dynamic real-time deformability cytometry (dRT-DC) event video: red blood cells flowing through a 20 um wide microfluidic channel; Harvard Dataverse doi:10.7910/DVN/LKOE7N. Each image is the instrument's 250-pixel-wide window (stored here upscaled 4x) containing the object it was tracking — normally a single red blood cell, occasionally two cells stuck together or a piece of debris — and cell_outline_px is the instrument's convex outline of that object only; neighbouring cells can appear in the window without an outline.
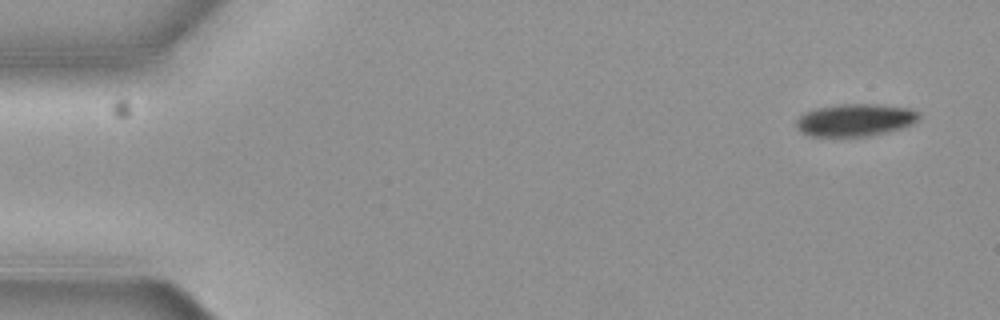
{"species": "common noctule bat (a hibernating species)", "species_latin": "Nyctalus noctula", "temperature_condition": "cold", "stored_images_in_passage": 10, "camera_frame_rate_fps": 3000, "um_per_image_px": 0.085, "animal": {"sex": "female", "body_mass_g": 19.3, "forearm_length_mm": 54.1}, "frame": {"image": 1, "passage_image": 1, "time_ms": 0.0, "image_size_px": [1000, 320], "cell_outline_px": [[920, 116], [912, 124], [888, 132], [868, 136], [812, 136], [804, 132], [796, 124], [796, 120], [804, 112], [816, 108], [836, 104], [880, 104], [912, 108], [920, 112]], "centroid_in_image_um": [72.74, 10.18], "position_along_channel_um": 12.3, "area_um2": 23.18}}
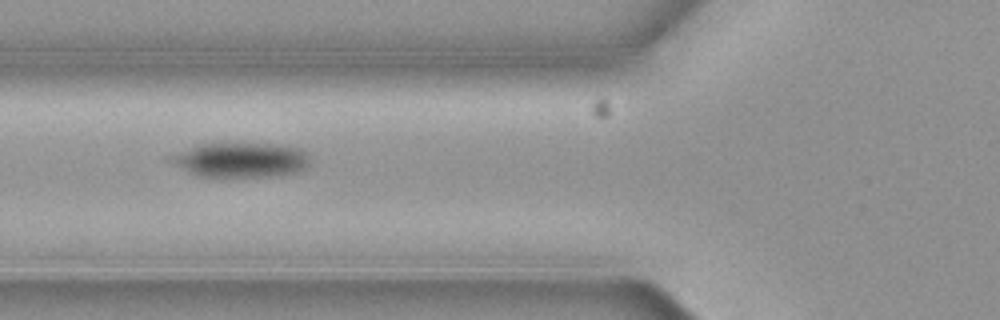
{"frame": {"image": 2, "passage_image": 5, "time_ms": 1.333, "image_size_px": [1000, 320], "cell_outline_px": [[308, 164], [304, 168], [296, 172], [276, 176], [196, 176], [164, 160], [164, 156], [200, 144], [236, 140], [276, 144], [300, 148], [308, 156]], "centroid_in_image_um": [20.35, 13.54], "position_along_channel_um": 105.5, "area_um2": 29.25}}
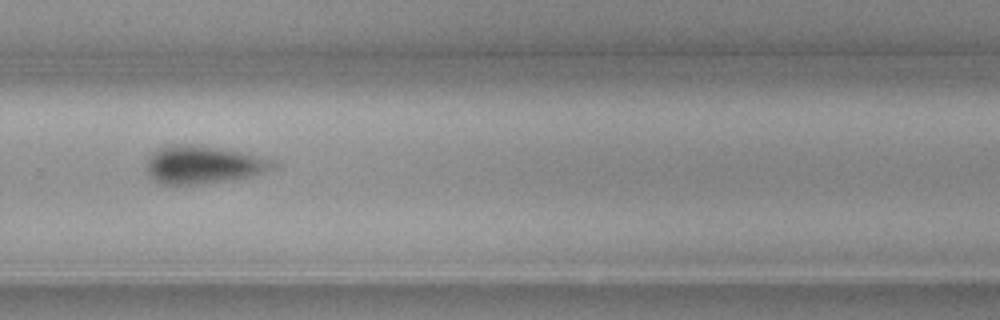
{"frame": {"image": 3, "passage_image": 10, "time_ms": 3.0, "image_size_px": [1000, 320], "cell_outline_px": [[276, 164], [260, 172], [248, 176], [200, 184], [160, 184], [148, 176], [148, 156], [156, 148], [176, 144], [192, 144], [240, 152], [268, 160]], "centroid_in_image_um": [17.1, 13.99], "position_along_channel_um": 312.7, "area_um2": 26.93}}